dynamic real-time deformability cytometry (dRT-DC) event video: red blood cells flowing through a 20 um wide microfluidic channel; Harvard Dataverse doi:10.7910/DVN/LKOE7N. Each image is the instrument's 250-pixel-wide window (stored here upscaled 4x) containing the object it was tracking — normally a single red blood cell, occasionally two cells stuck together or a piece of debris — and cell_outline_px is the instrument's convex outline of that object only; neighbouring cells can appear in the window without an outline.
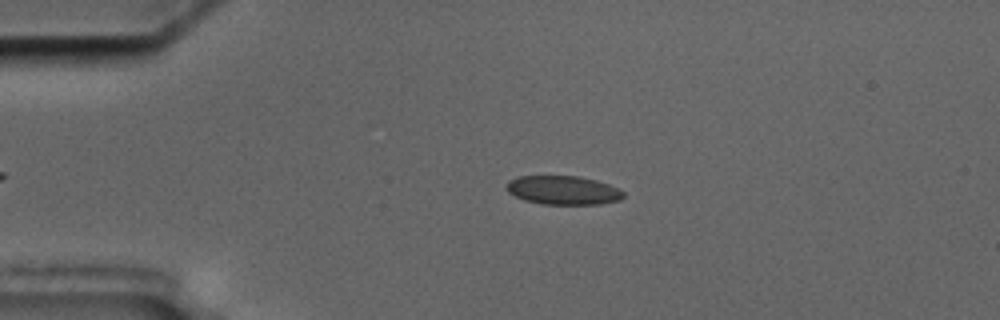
{"species": "common noctule bat (a hibernating species)", "species_latin": "Nyctalus noctula", "temperature_condition": "cold", "stored_images_in_passage": 48, "camera_frame_rate_fps": 3000, "um_per_image_px": 0.085, "animal": {"sex": "male", "body_mass_g": 17.5, "forearm_length_mm": 52.3}, "frame": {"image": 1, "passage_image": 11, "time_ms": 3.333, "image_size_px": [1000, 320], "cell_outline_px": [[624, 196], [620, 200], [600, 204], [540, 204], [524, 200], [508, 192], [504, 188], [508, 180], [520, 176], [580, 176], [596, 180], [608, 184], [624, 192]], "centroid_in_image_um": [47.83, 16.17], "position_along_channel_um": 37.2, "area_um2": 19.71}}
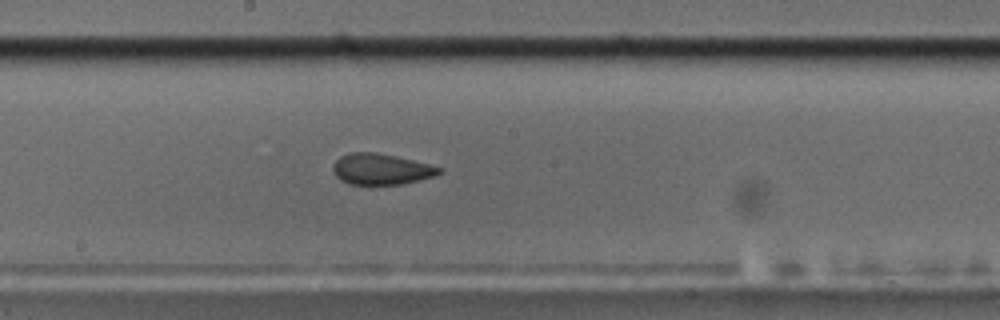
{"frame": {"image": 2, "passage_image": 29, "time_ms": 9.333, "image_size_px": [1000, 320], "cell_outline_px": [[444, 172], [436, 176], [420, 180], [400, 184], [348, 184], [340, 180], [332, 172], [332, 164], [340, 156], [352, 152], [376, 152], [412, 160], [444, 168]], "centroid_in_image_um": [32.4, 14.38], "position_along_channel_um": 215.8, "area_um2": 19.31}}
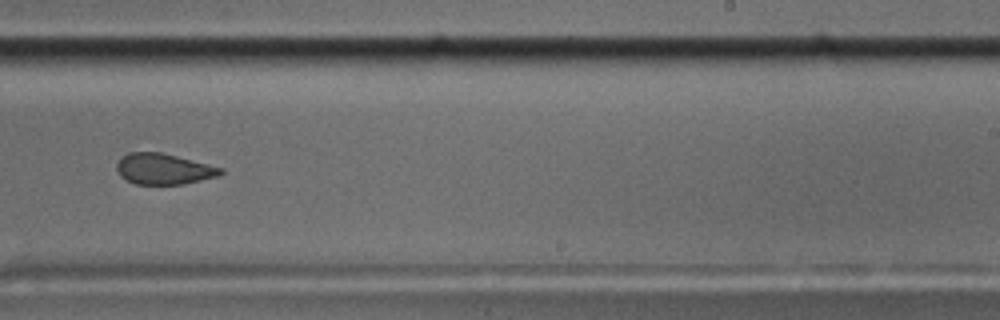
{"frame": {"image": 3, "passage_image": 34, "time_ms": 11.0, "image_size_px": [1000, 320], "cell_outline_px": [[224, 172], [220, 176], [184, 184], [136, 184], [120, 176], [116, 168], [116, 164], [120, 156], [128, 152], [160, 152], [224, 168]], "centroid_in_image_um": [13.91, 14.36], "position_along_channel_um": 275.1, "area_um2": 18.79}, "authors_computed_cell_mechanics": {"area_um2": 19.6809, "velocity_mm_per_s": 3.5597, "shape_relaxation_time_tau1_ms": null, "shape_relaxation_time_tau2_ms": 1.7366, "deformation_change_tau1": null, "deformation_change_tau2": 0.0672}}